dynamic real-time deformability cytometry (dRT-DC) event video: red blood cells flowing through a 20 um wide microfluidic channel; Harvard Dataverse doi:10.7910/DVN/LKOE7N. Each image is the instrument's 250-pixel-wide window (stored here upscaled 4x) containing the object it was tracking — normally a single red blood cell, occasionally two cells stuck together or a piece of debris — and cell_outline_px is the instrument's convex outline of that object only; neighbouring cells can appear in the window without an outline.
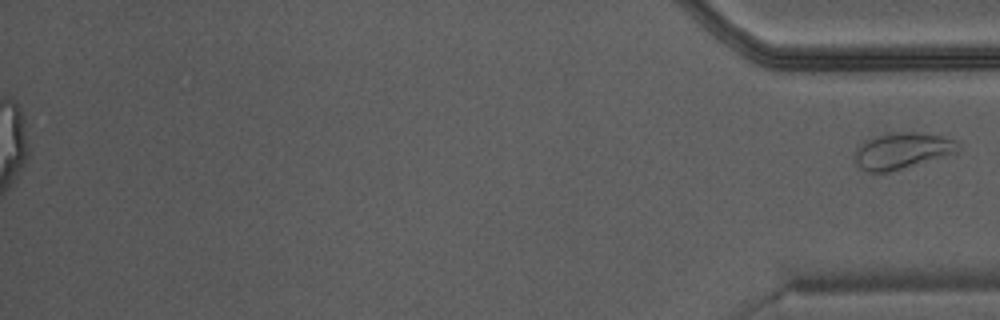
{"species": "Egyptian fruit bat (a non-hibernating species)", "species_latin": "Rousettus aegyptiacus", "temperature_condition": "warm", "stored_images_in_passage": 35, "camera_frame_rate_fps": 3000, "um_per_image_px": 0.085, "animal": {"sex": "male"}, "frame": {"image": 1, "passage_image": 35, "time_ms": 11.333, "image_size_px": [1000, 320], "cell_outline_px": [[960, 152], [888, 172], [868, 172], [860, 168], [856, 164], [856, 152], [860, 144], [864, 140], [876, 136], [892, 132], [920, 132], [944, 136], [956, 140], [960, 148]], "centroid_in_image_um": [76.72, 12.8], "position_along_channel_um": 358.5, "area_um2": 21.85}}